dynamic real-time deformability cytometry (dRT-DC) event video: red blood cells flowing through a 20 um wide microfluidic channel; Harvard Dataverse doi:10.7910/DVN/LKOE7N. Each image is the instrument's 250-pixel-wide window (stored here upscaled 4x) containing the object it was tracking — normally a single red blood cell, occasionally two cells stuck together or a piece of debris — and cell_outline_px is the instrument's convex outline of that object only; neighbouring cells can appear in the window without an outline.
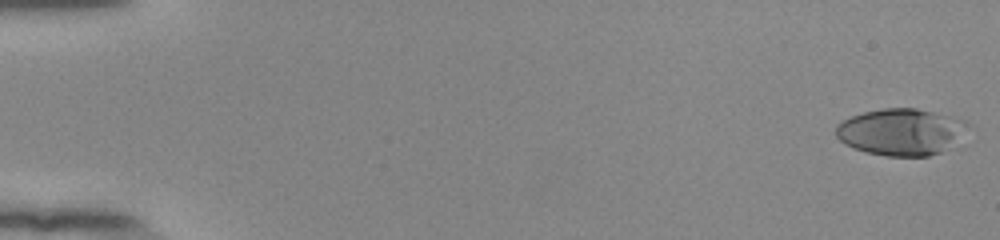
{"species": "human", "species_latin": "Homo sapiens", "temperature_condition": "room temperature", "stored_images_in_passage": 54, "camera_frame_rate_fps": 3000, "um_per_image_px": 0.085, "donor": {"sex": "female"}, "frame": {"image": 1, "passage_image": 1, "time_ms": 0.0, "image_size_px": [1000, 240], "cell_outline_px": [[972, 124], [940, 152], [928, 156], [888, 156], [864, 152], [852, 148], [844, 144], [836, 136], [836, 124], [852, 116], [864, 112], [884, 108], [916, 108], [968, 120]], "centroid_in_image_um": [76.54, 11.2], "position_along_channel_um": 8.5, "area_um2": 35.6}}
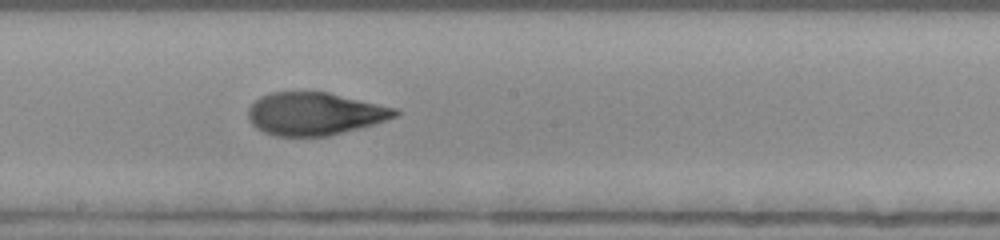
{"frame": {"image": 2, "passage_image": 31, "time_ms": 10.0, "image_size_px": [1000, 240], "cell_outline_px": [[400, 112], [396, 116], [372, 124], [328, 136], [276, 136], [264, 132], [256, 128], [248, 120], [248, 108], [260, 96], [272, 92], [328, 92], [396, 108]], "centroid_in_image_um": [26.7, 9.66], "position_along_channel_um": 221.5, "area_um2": 36.3}}
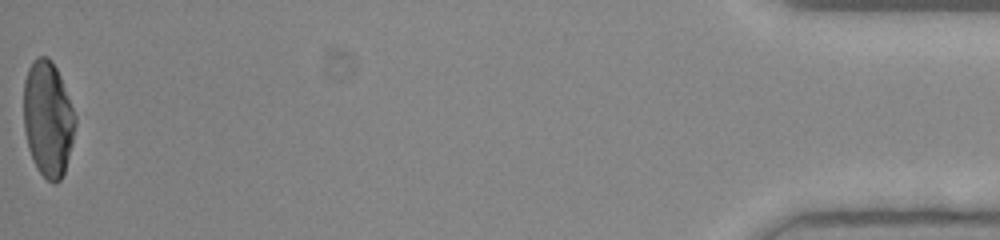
{"frame": {"image": 3, "passage_image": 54, "time_ms": 17.667, "image_size_px": [1000, 240], "cell_outline_px": [[76, 124], [72, 144], [64, 172], [60, 180], [56, 184], [52, 184], [36, 168], [32, 160], [28, 148], [24, 132], [24, 80], [28, 68], [32, 60], [36, 56], [48, 56], [52, 60], [60, 76], [76, 116]], "centroid_in_image_um": [4.06, 10.09], "position_along_channel_um": 431.1, "area_um2": 35.03}, "authors_computed_cell_mechanics": {"area_um2": 36.3851, "velocity_mm_per_s": 3.9134, "shape_relaxation_time_tau1_ms": 6.3647, "shape_relaxation_time_tau2_ms": 1.6335, "deformation_change_tau1": 0.2545, "deformation_change_tau2": 0.0775}}